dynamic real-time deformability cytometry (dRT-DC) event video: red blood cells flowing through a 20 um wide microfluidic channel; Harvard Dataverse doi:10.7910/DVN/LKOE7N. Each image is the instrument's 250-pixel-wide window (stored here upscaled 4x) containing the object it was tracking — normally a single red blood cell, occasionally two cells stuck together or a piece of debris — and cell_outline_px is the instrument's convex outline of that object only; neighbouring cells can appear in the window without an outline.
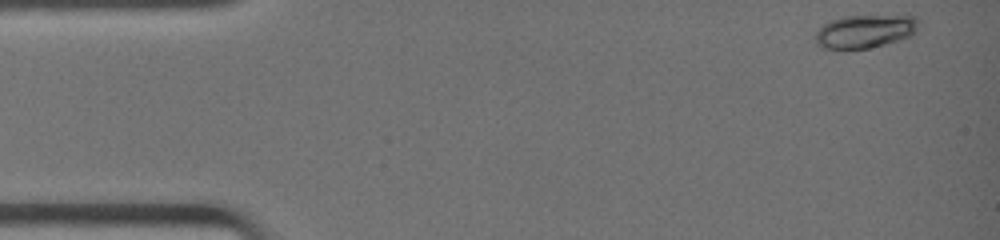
{"species": "common noctule bat (a hibernating species)", "species_latin": "Nyctalus noctula", "temperature_condition": "warm", "stored_images_in_passage": 38, "camera_frame_rate_fps": 3000, "um_per_image_px": 0.085, "animal": {"sex": "female", "body_mass_g": 19.0, "forearm_length_mm": 51.5}, "frame": {"image": 1, "passage_image": 1, "time_ms": 0.0, "image_size_px": [1000, 240], "cell_outline_px": [[920, 20], [916, 32], [912, 36], [884, 44], [868, 48], [820, 48], [816, 44], [816, 32], [824, 24], [832, 20], [844, 16], [916, 16]], "centroid_in_image_um": [73.56, 2.66], "position_along_channel_um": 11.4, "area_um2": 19.83}}
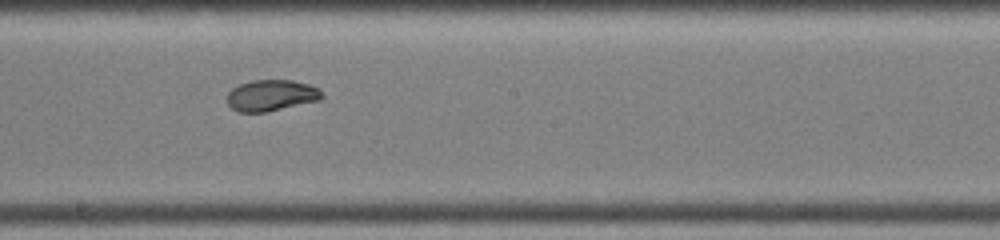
{"frame": {"image": 2, "passage_image": 22, "time_ms": 7.0, "image_size_px": [1000, 240], "cell_outline_px": [[324, 96], [320, 100], [264, 112], [240, 112], [232, 108], [228, 104], [228, 92], [232, 88], [240, 84], [252, 80], [292, 80], [308, 84], [320, 88]], "centroid_in_image_um": [23.08, 8.1], "position_along_channel_um": 225.1, "area_um2": 17.17}}
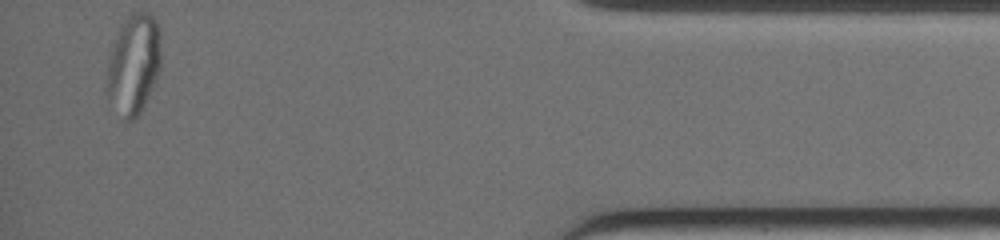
{"frame": {"image": 3, "passage_image": 38, "time_ms": 12.333, "image_size_px": [1000, 240], "cell_outline_px": [[160, 68], [156, 80], [140, 112], [132, 120], [124, 120], [108, 92], [108, 68], [112, 48], [120, 24], [132, 12], [148, 12], [156, 20], [160, 28]], "centroid_in_image_um": [11.41, 5.38], "position_along_channel_um": 423.8, "area_um2": 30.81}}